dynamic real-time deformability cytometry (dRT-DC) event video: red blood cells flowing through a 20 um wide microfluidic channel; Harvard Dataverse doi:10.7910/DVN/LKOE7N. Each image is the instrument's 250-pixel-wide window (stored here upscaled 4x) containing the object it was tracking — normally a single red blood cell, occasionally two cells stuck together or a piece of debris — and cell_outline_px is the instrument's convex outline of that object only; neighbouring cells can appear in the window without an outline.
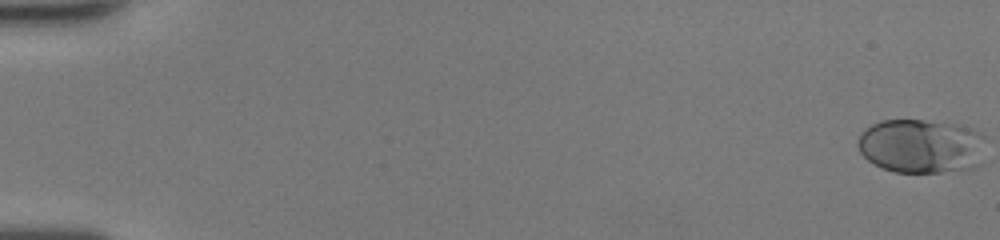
{"species": "human", "species_latin": "Homo sapiens", "temperature_condition": "room temperature", "stored_images_in_passage": 51, "camera_frame_rate_fps": 3000, "um_per_image_px": 0.085, "donor": {"sex": "female"}, "frame": {"image": 1, "passage_image": 1, "time_ms": 0.0, "image_size_px": [1000, 240], "cell_outline_px": [[984, 136], [980, 164], [972, 168], [940, 172], [896, 172], [884, 168], [868, 160], [860, 152], [856, 144], [856, 140], [864, 128], [880, 120], [924, 120], [956, 124], [972, 128], [980, 132]], "centroid_in_image_um": [78.28, 12.4], "position_along_channel_um": 6.7, "area_um2": 40.52}}
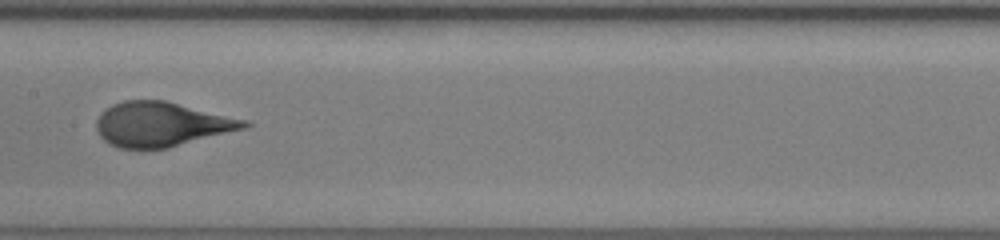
{"frame": {"image": 2, "passage_image": 28, "time_ms": 9.0, "image_size_px": [1000, 240], "cell_outline_px": [[252, 124], [248, 128], [168, 148], [116, 148], [108, 144], [100, 136], [96, 128], [96, 120], [112, 104], [124, 100], [164, 100], [248, 120]], "centroid_in_image_um": [13.76, 10.57], "position_along_channel_um": 193.6, "area_um2": 38.38}}
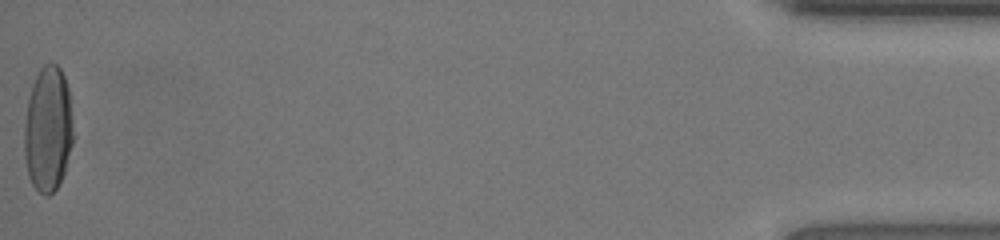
{"frame": {"image": 3, "passage_image": 51, "time_ms": 16.667, "image_size_px": [1000, 240], "cell_outline_px": [[76, 136], [64, 172], [56, 188], [48, 196], [44, 196], [32, 184], [28, 176], [24, 156], [24, 124], [28, 100], [32, 84], [40, 68], [44, 64], [52, 60], [60, 68], [64, 76], [68, 88]], "centroid_in_image_um": [4.1, 10.96], "position_along_channel_um": 431.1, "area_um2": 36.59}, "authors_computed_cell_mechanics": {"area_um2": 38.3792, "velocity_mm_per_s": 4.2866, "shape_relaxation_time_tau1_ms": 4.7906, "shape_relaxation_time_tau2_ms": null, "deformation_change_tau1": 0.2418, "deformation_change_tau2": null}}